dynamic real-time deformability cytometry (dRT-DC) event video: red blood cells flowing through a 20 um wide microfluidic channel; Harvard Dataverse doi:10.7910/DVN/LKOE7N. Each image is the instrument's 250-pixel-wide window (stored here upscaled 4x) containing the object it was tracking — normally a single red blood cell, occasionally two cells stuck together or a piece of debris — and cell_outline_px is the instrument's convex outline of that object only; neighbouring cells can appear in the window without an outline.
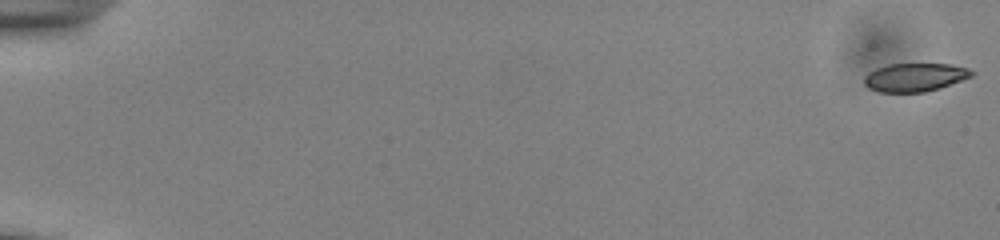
{"species": "common noctule bat (a hibernating species)", "species_latin": "Nyctalus noctula", "temperature_condition": "cold", "stored_images_in_passage": 55, "camera_frame_rate_fps": 3000, "um_per_image_px": 0.085, "animal": {"sex": "male", "body_mass_g": 13.0, "forearm_length_mm": 53.1}, "frame": {"image": 1, "passage_image": 1, "time_ms": 0.0, "image_size_px": [1000, 240], "cell_outline_px": [[976, 72], [972, 76], [940, 88], [924, 92], [876, 92], [868, 88], [864, 84], [864, 76], [876, 68], [888, 64], [948, 64], [968, 68]], "centroid_in_image_um": [77.75, 6.57], "position_along_channel_um": 7.3, "area_um2": 17.8}}
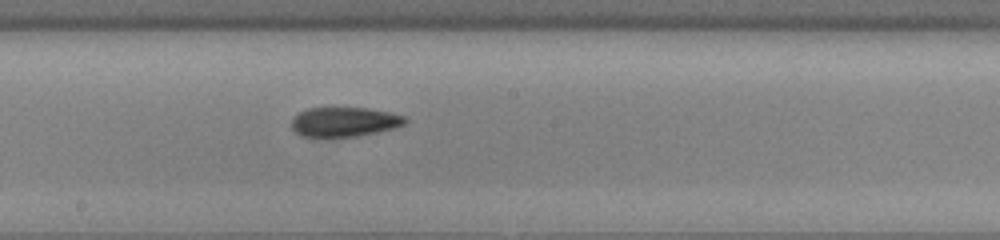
{"frame": {"image": 2, "passage_image": 32, "time_ms": 10.333, "image_size_px": [1000, 240], "cell_outline_px": [[408, 120], [404, 124], [396, 128], [356, 136], [300, 136], [292, 128], [292, 120], [300, 112], [308, 108], [368, 108], [388, 112], [404, 116]], "centroid_in_image_um": [29.29, 10.35], "position_along_channel_um": 218.9, "area_um2": 19.25}}
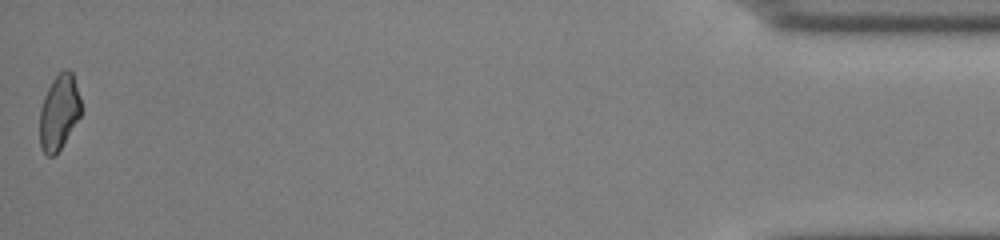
{"frame": {"image": 3, "passage_image": 55, "time_ms": 18.0, "image_size_px": [1000, 240], "cell_outline_px": [[80, 116], [56, 156], [48, 156], [40, 148], [40, 108], [44, 96], [52, 80], [64, 68], [68, 68], [72, 72], [80, 96]], "centroid_in_image_um": [5.01, 9.54], "position_along_channel_um": 430.2, "area_um2": 18.09}, "authors_computed_cell_mechanics": {"area_um2": 19.1896, "velocity_mm_per_s": 3.8597, "shape_relaxation_time_tau1_ms": null, "shape_relaxation_time_tau2_ms": 4.4859, "deformation_change_tau1": null, "deformation_change_tau2": 0.0931}}